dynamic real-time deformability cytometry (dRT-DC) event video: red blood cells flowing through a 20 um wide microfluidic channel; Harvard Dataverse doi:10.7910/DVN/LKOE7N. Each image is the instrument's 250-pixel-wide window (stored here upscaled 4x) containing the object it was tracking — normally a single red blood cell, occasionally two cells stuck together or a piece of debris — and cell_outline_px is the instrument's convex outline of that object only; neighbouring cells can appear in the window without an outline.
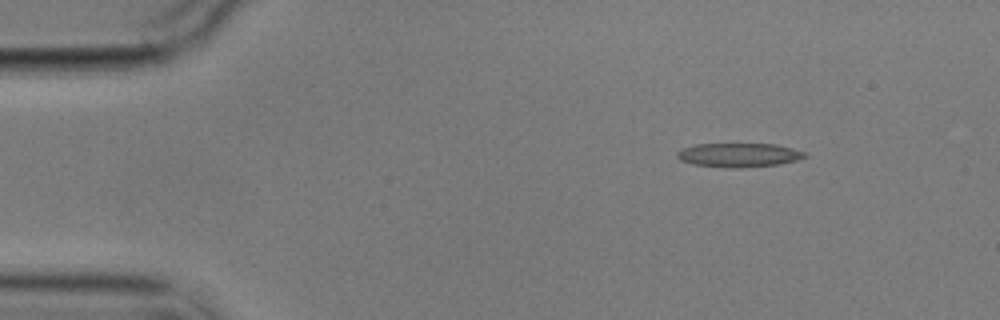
{"species": "common noctule bat (a hibernating species)", "species_latin": "Nyctalus noctula", "temperature_condition": "cold", "stored_images_in_passage": 9, "camera_frame_rate_fps": 3000, "um_per_image_px": 0.085, "animal": {"sex": "male", "body_mass_g": 17.9}, "frame": {"image": 1, "passage_image": 1, "time_ms": 0.0, "image_size_px": [1000, 320], "cell_outline_px": [[808, 156], [796, 160], [780, 164], [740, 168], [728, 168], [692, 164], [680, 160], [676, 156], [676, 152], [680, 148], [696, 144], [776, 144], [808, 152]], "centroid_in_image_um": [62.8, 13.18], "position_along_channel_um": 22.2, "area_um2": 18.09}}
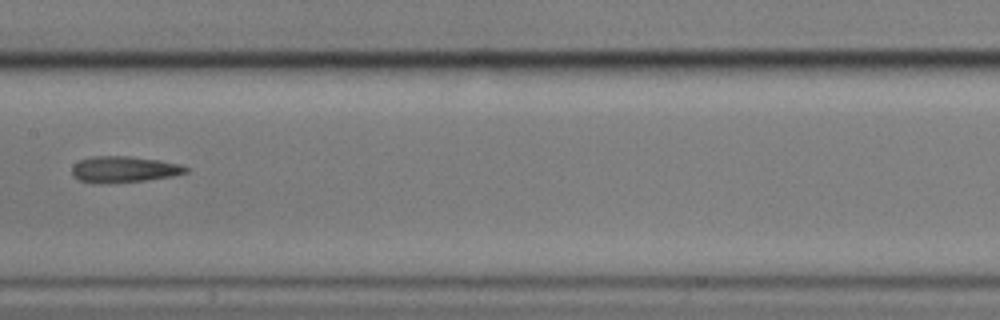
{"frame": {"image": 2, "passage_image": 6, "time_ms": 7.0, "image_size_px": [1000, 320], "cell_outline_px": [[192, 168], [188, 172], [172, 176], [144, 180], [100, 184], [92, 184], [80, 180], [72, 176], [72, 168], [80, 160], [92, 156], [128, 156], [156, 160], [180, 164]], "centroid_in_image_um": [10.53, 14.4], "position_along_channel_um": 196.9, "area_um2": 17.4}}
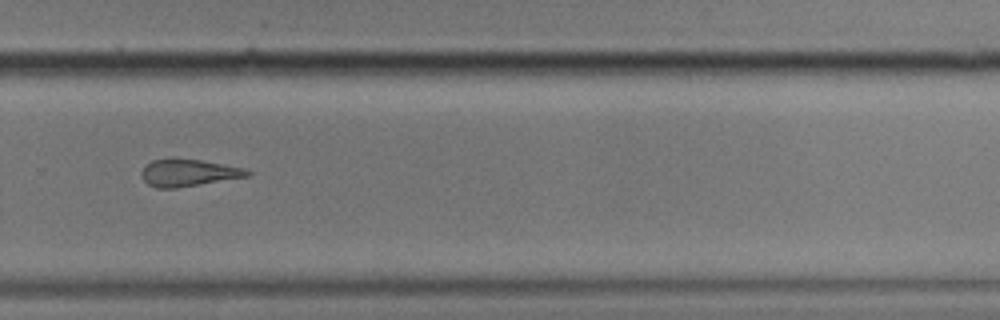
{"frame": {"image": 3, "passage_image": 9, "time_ms": 10.333, "image_size_px": [1000, 320], "cell_outline_px": [[252, 176], [176, 188], [156, 188], [148, 184], [140, 176], [140, 172], [144, 164], [152, 160], [172, 156], [176, 156], [224, 164], [244, 168], [252, 172]], "centroid_in_image_um": [15.98, 14.65], "position_along_channel_um": 313.8, "area_um2": 17.4}}